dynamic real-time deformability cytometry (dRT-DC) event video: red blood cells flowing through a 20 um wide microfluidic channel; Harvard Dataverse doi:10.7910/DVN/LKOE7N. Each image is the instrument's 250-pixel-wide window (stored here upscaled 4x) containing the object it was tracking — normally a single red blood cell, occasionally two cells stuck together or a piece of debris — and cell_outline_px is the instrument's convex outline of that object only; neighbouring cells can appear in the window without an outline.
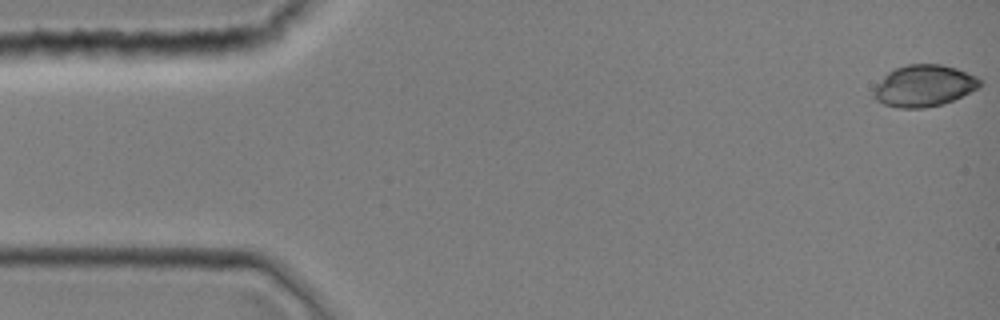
{"species": "common noctule bat (a hibernating species)", "species_latin": "Nyctalus noctula", "temperature_condition": "room temperature", "stored_images_in_passage": 43, "camera_frame_rate_fps": 3000, "um_per_image_px": 0.085, "animal": {"sex": "female", "body_mass_g": 19.0, "forearm_length_mm": 51.5}, "frame": {"image": 1, "passage_image": 1, "time_ms": 0.0, "image_size_px": [1000, 320], "cell_outline_px": [[984, 84], [980, 88], [944, 104], [924, 108], [900, 108], [884, 104], [876, 100], [872, 96], [872, 92], [876, 84], [888, 72], [896, 68], [908, 64], [940, 64], [956, 68], [976, 76], [984, 80]], "centroid_in_image_um": [78.57, 7.3], "position_along_channel_um": 6.4, "area_um2": 26.07}}
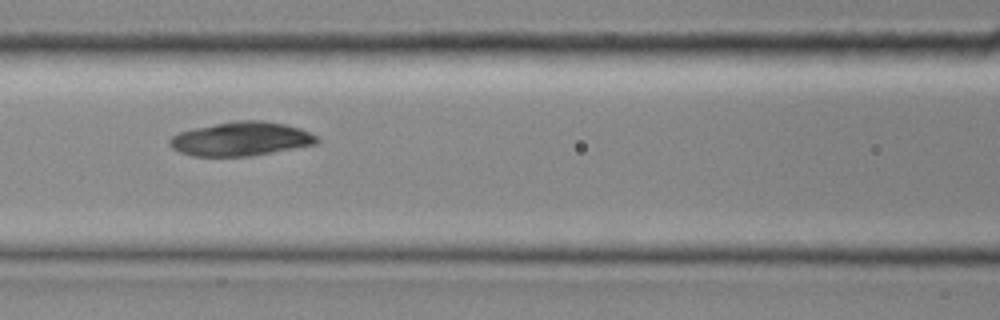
{"frame": {"image": 2, "passage_image": 19, "time_ms": 6.0, "image_size_px": [1000, 320], "cell_outline_px": [[320, 140], [316, 144], [252, 156], [192, 156], [180, 152], [172, 148], [168, 144], [168, 140], [172, 136], [180, 132], [192, 128], [236, 120], [264, 120], [284, 124], [300, 128], [316, 136]], "centroid_in_image_um": [20.46, 11.8], "position_along_channel_um": 146.1, "area_um2": 29.19}}
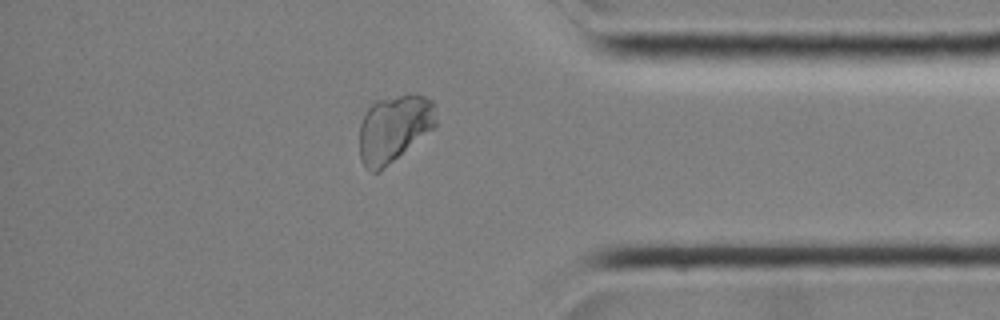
{"frame": {"image": 3, "passage_image": 37, "time_ms": 12.0, "image_size_px": [1000, 320], "cell_outline_px": [[436, 124], [432, 128], [380, 172], [372, 172], [360, 160], [360, 124], [368, 108], [376, 100], [408, 92], [416, 92], [432, 100], [436, 120]], "centroid_in_image_um": [33.48, 10.87], "position_along_channel_um": 401.7, "area_um2": 29.82}}